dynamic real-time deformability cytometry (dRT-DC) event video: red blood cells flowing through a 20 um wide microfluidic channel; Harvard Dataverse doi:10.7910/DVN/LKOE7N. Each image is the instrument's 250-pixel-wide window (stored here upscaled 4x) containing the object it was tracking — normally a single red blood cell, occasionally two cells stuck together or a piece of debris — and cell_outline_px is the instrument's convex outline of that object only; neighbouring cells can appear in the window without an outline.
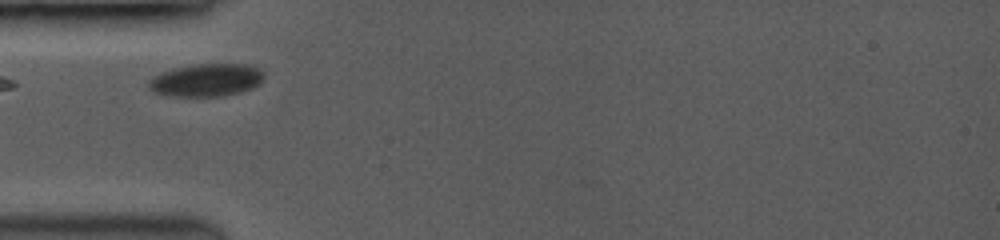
{"species": "common noctule bat (a hibernating species)", "species_latin": "Nyctalus noctula", "temperature_condition": "room temperature", "stored_images_in_passage": 23, "camera_frame_rate_fps": 3500, "um_per_image_px": 0.085, "animal": {"sex": "female", "body_mass_g": 19.0, "forearm_length_mm": 53.3}, "frame": {"image": 1, "passage_image": 3, "time_ms": 0.571, "image_size_px": [1000, 240], "cell_outline_px": [[264, 76], [252, 88], [236, 92], [216, 96], [184, 96], [156, 92], [148, 88], [148, 80], [152, 76], [160, 72], [172, 68], [196, 64], [244, 64], [260, 68], [264, 72]], "centroid_in_image_um": [17.5, 6.77], "position_along_channel_um": 67.5, "area_um2": 21.62}}
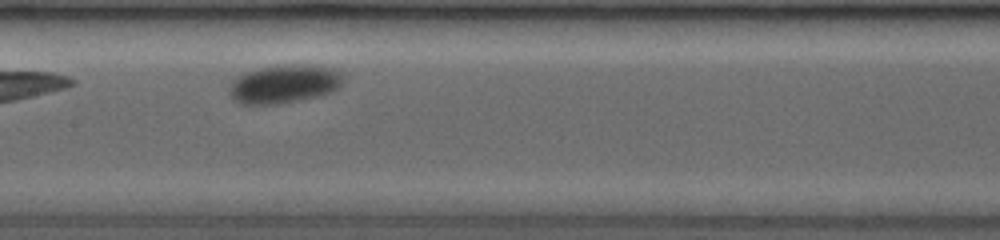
{"frame": {"image": 2, "passage_image": 22, "time_ms": 3.714, "image_size_px": [1000, 240], "cell_outline_px": [[344, 72], [340, 84], [336, 88], [324, 92], [308, 96], [268, 104], [244, 104], [236, 100], [232, 96], [232, 80], [248, 72], [260, 68], [288, 64], [292, 64], [328, 68]], "centroid_in_image_um": [24.13, 7.1], "position_along_channel_um": 183.3, "area_um2": 23.76}}